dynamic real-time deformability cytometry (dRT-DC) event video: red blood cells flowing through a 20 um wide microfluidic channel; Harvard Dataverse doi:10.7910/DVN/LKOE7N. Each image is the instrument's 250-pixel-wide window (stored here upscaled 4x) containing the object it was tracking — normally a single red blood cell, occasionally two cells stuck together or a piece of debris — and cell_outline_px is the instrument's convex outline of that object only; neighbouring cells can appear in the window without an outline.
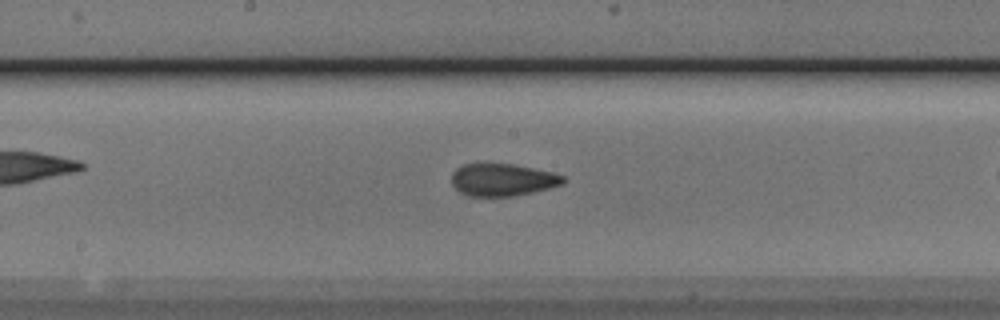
{"species": "Egyptian fruit bat (a non-hibernating species)", "species_latin": "Rousettus aegyptiacus", "temperature_condition": "cold", "stored_images_in_passage": 33, "camera_frame_rate_fps": 3000, "um_per_image_px": 0.085, "animal": {"sex": "male"}, "frame": {"image": 1, "passage_image": 19, "time_ms": 6.0, "image_size_px": [1000, 320], "cell_outline_px": [[564, 184], [516, 196], [468, 196], [460, 192], [452, 184], [452, 172], [456, 168], [464, 164], [512, 164], [552, 172], [564, 176]], "centroid_in_image_um": [42.7, 15.29], "position_along_channel_um": 205.5, "area_um2": 20.92}}